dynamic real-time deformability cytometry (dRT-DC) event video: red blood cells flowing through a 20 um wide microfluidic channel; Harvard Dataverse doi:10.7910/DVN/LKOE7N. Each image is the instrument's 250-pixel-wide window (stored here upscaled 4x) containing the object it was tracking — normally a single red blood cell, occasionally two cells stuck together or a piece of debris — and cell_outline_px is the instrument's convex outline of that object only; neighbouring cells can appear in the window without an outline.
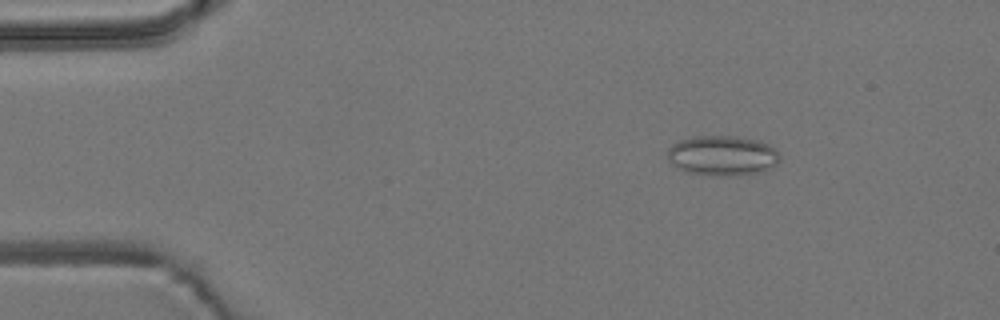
{"species": "common noctule bat (a hibernating species)", "species_latin": "Nyctalus noctula", "temperature_condition": "room temperature", "stored_images_in_passage": 5, "camera_frame_rate_fps": 3000, "um_per_image_px": 0.085, "animal": {"sex": "male", "body_mass_g": 19.2, "forearm_length_mm": 51.8}, "frame": {"image": 1, "passage_image": 3, "time_ms": 0.667, "image_size_px": [1000, 320], "cell_outline_px": [[780, 160], [772, 168], [760, 172], [728, 176], [716, 176], [688, 172], [672, 164], [668, 160], [668, 148], [672, 144], [680, 140], [692, 136], [732, 136], [756, 140], [768, 144], [776, 148], [780, 152]], "centroid_in_image_um": [61.43, 13.22], "position_along_channel_um": 23.6, "area_um2": 26.3}}